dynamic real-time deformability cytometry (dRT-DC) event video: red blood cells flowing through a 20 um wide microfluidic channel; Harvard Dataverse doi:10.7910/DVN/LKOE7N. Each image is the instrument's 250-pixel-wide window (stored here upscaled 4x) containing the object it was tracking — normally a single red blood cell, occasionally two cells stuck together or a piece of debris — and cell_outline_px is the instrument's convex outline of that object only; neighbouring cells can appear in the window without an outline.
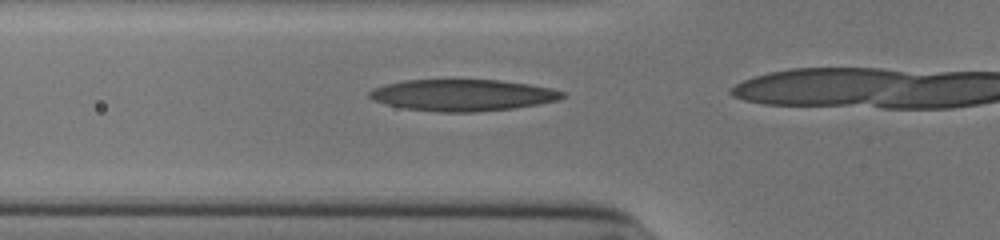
{"species": "human", "species_latin": "Homo sapiens", "temperature_condition": "cold", "stored_images_in_passage": 9, "camera_frame_rate_fps": 3000, "um_per_image_px": 0.085, "donor": {"sex": "male"}, "frame": {"image": 1, "passage_image": 2, "time_ms": 0.333, "image_size_px": [1000, 240], "cell_outline_px": [[564, 96], [560, 100], [540, 104], [512, 108], [472, 112], [440, 112], [404, 108], [384, 104], [368, 96], [368, 92], [372, 88], [384, 84], [404, 80], [500, 80], [528, 84], [552, 88], [564, 92]], "centroid_in_image_um": [39.31, 8.08], "position_along_channel_um": 86.5, "area_um2": 35.49}}
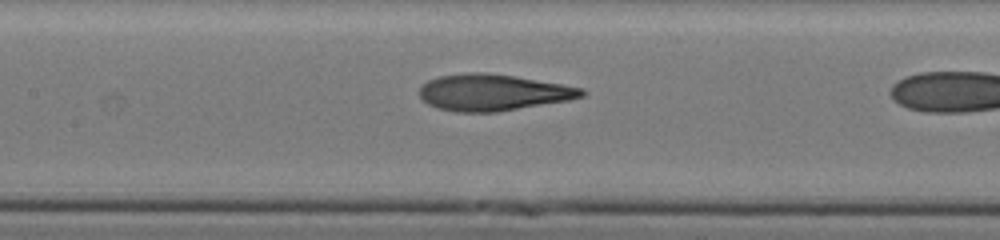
{"frame": {"image": 2, "passage_image": 8, "time_ms": 2.333, "image_size_px": [1000, 240], "cell_outline_px": [[588, 92], [584, 96], [568, 100], [496, 112], [456, 112], [436, 108], [428, 104], [420, 96], [420, 84], [428, 80], [440, 76], [468, 72], [484, 72], [512, 76], [584, 88]], "centroid_in_image_um": [41.88, 7.86], "position_along_channel_um": 165.5, "area_um2": 34.33}}